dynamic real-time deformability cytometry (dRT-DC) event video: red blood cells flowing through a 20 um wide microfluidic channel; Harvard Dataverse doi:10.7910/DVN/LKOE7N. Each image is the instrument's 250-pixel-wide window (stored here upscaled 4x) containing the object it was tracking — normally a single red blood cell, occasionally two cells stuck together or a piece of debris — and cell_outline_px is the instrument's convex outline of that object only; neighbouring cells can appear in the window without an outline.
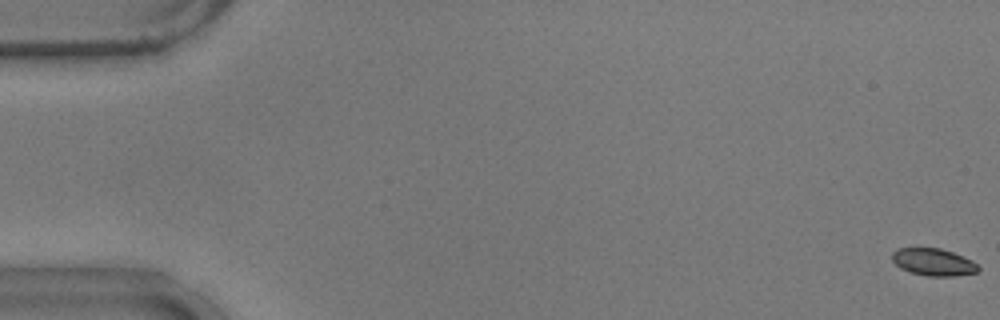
{"species": "common noctule bat (a hibernating species)", "species_latin": "Nyctalus noctula", "temperature_condition": "warm", "stored_images_in_passage": 55, "camera_frame_rate_fps": 3000, "um_per_image_px": 0.085, "animal": {"sex": "male", "body_mass_g": 17.9}, "frame": {"image": 1, "passage_image": 1, "time_ms": 0.0, "image_size_px": [1000, 320], "cell_outline_px": [[980, 272], [952, 276], [928, 276], [912, 272], [900, 268], [892, 260], [892, 252], [896, 248], [940, 248], [952, 252], [972, 260], [980, 268]], "centroid_in_image_um": [79.34, 22.27], "position_along_channel_um": 5.7, "area_um2": 13.64}}
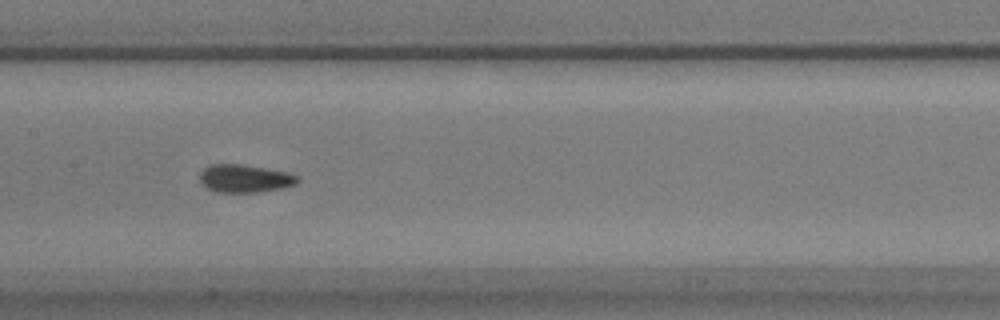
{"frame": {"image": 2, "passage_image": 28, "time_ms": 9.0, "image_size_px": [1000, 320], "cell_outline_px": [[300, 180], [296, 184], [280, 188], [260, 192], [216, 192], [208, 188], [200, 180], [200, 172], [208, 164], [240, 164], [288, 172], [296, 176]], "centroid_in_image_um": [20.79, 15.17], "position_along_channel_um": 186.6, "area_um2": 15.78}}
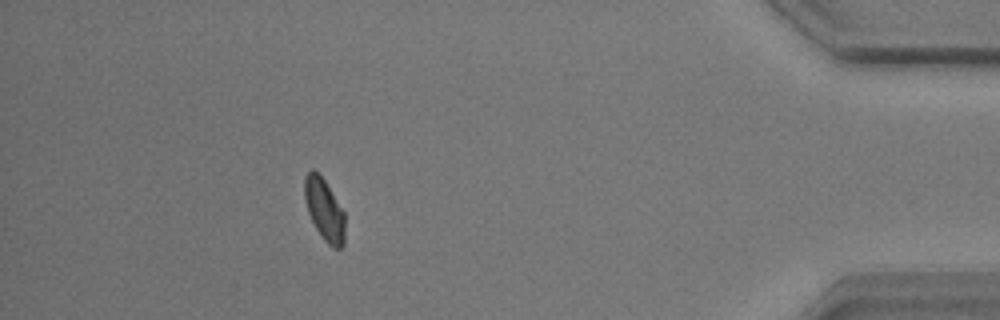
{"frame": {"image": 3, "passage_image": 50, "time_ms": 16.333, "image_size_px": [1000, 320], "cell_outline_px": [[344, 244], [340, 248], [332, 248], [324, 240], [316, 228], [308, 212], [304, 196], [304, 176], [312, 168], [324, 180], [344, 212]], "centroid_in_image_um": [27.56, 17.83], "position_along_channel_um": 407.6, "area_um2": 14.33}, "authors_computed_cell_mechanics": {"area_um2": 15.2014, "velocity_mm_per_s": 3.7195, "shape_relaxation_time_tau1_ms": 3.2285, "shape_relaxation_time_tau2_ms": 1.318, "deformation_change_tau1": 0.1061, "deformation_change_tau2": 0.0401}}